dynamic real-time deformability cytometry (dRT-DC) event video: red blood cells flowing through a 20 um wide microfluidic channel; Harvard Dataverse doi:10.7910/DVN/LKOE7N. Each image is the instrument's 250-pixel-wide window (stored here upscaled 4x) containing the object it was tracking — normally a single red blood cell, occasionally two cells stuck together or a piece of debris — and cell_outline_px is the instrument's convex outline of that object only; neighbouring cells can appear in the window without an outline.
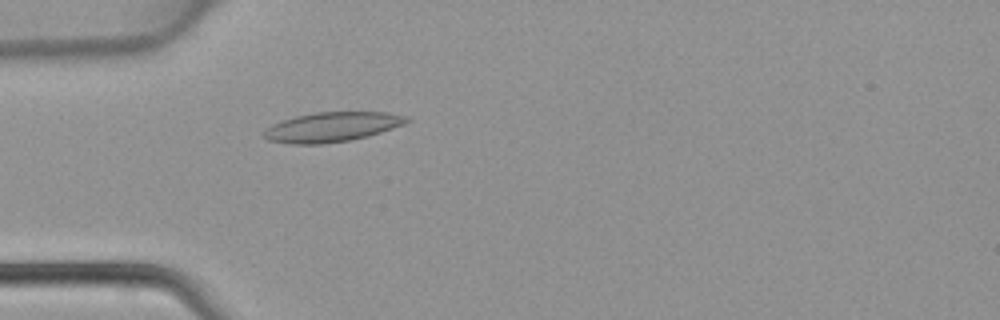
{"species": "common noctule bat (a hibernating species)", "species_latin": "Nyctalus noctula", "temperature_condition": "warm", "stored_images_in_passage": 3, "camera_frame_rate_fps": 3000, "um_per_image_px": 0.085, "animal": {"sex": "female", "body_mass_g": 22.7, "forearm_length_mm": 54.2}, "frame": {"image": 1, "passage_image": 3, "time_ms": 0.667, "image_size_px": [1000, 320], "cell_outline_px": [[412, 120], [404, 124], [368, 136], [352, 140], [324, 144], [292, 144], [268, 140], [260, 136], [272, 124], [296, 116], [316, 112], [388, 112], [408, 116]], "centroid_in_image_um": [28.24, 10.8], "position_along_channel_um": 56.8, "area_um2": 24.74}}